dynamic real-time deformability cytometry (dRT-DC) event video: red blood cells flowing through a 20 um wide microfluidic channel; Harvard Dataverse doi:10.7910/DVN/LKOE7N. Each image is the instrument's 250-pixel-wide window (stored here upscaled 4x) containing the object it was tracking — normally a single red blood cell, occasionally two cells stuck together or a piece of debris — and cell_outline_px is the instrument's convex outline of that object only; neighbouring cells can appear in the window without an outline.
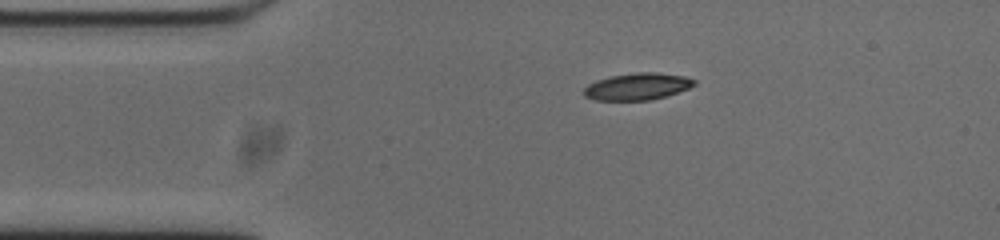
{"species": "common noctule bat (a hibernating species)", "species_latin": "Nyctalus noctula", "temperature_condition": "cold", "stored_images_in_passage": 45, "camera_frame_rate_fps": 3000, "um_per_image_px": 0.085, "animal": {"sex": "male", "body_mass_g": 20.0, "forearm_length_mm": 53.3}, "frame": {"image": 1, "passage_image": 1, "time_ms": 0.0, "image_size_px": [1000, 240], "cell_outline_px": [[696, 84], [688, 88], [664, 96], [648, 100], [596, 100], [584, 96], [580, 92], [588, 84], [596, 80], [608, 76], [636, 72], [656, 72], [684, 76], [696, 80]], "centroid_in_image_um": [54.11, 7.34], "position_along_channel_um": 30.9, "area_um2": 17.34}}
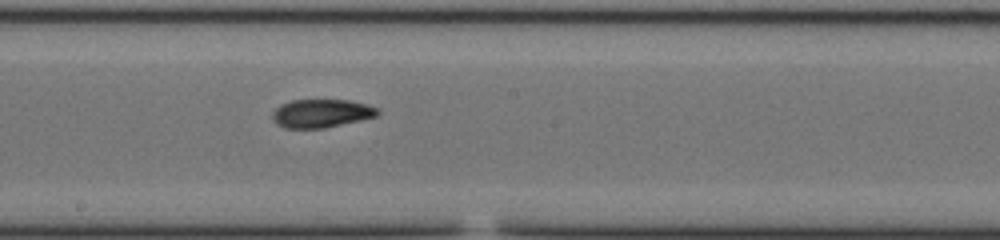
{"frame": {"image": 2, "passage_image": 19, "time_ms": 6.0, "image_size_px": [1000, 240], "cell_outline_px": [[380, 112], [376, 116], [360, 120], [324, 128], [284, 128], [276, 124], [272, 120], [272, 112], [280, 104], [292, 100], [352, 100], [368, 104], [380, 108]], "centroid_in_image_um": [27.31, 9.63], "position_along_channel_um": 220.9, "area_um2": 17.57}}
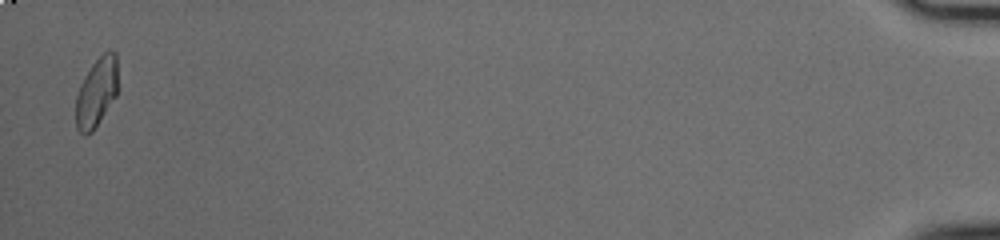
{"frame": {"image": 3, "passage_image": 44, "time_ms": 14.333, "image_size_px": [1000, 240], "cell_outline_px": [[116, 96], [92, 132], [84, 136], [76, 128], [76, 96], [80, 84], [84, 76], [92, 64], [108, 48], [112, 48], [116, 52]], "centroid_in_image_um": [8.19, 7.83], "position_along_channel_um": 427.0, "area_um2": 16.88}, "authors_computed_cell_mechanics": {"area_um2": 17.3978, "velocity_mm_per_s": 3.7342, "shape_relaxation_time_tau1_ms": 10.7872, "shape_relaxation_time_tau2_ms": 1.6764, "deformation_change_tau1": 0.2694, "deformation_change_tau2": 0.0605}}